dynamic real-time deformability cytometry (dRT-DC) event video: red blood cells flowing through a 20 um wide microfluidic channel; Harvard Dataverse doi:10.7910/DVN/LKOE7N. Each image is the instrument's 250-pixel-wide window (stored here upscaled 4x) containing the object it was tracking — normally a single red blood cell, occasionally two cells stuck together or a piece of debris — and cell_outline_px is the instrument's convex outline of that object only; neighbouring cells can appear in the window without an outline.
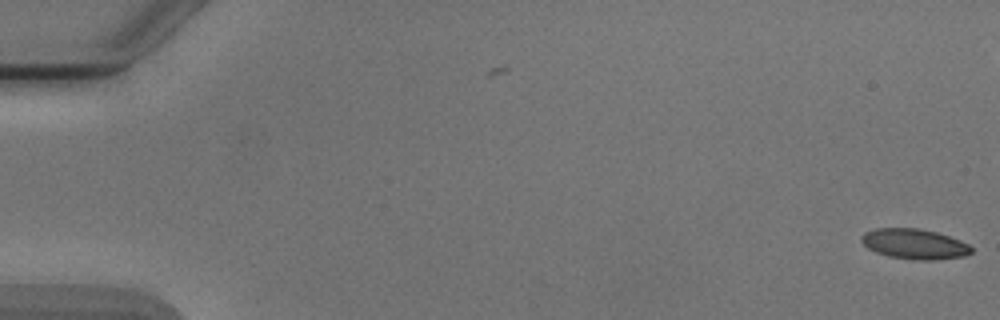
{"species": "Egyptian fruit bat (a non-hibernating species)", "species_latin": "Rousettus aegyptiacus", "temperature_condition": "cold", "stored_images_in_passage": 9, "camera_frame_rate_fps": 3000, "um_per_image_px": 0.085, "animal": {"sex": "male"}, "frame": {"image": 1, "passage_image": 1, "time_ms": 0.0, "image_size_px": [1000, 320], "cell_outline_px": [[972, 252], [964, 256], [936, 260], [912, 260], [888, 256], [876, 252], [868, 248], [860, 240], [860, 236], [864, 232], [876, 228], [920, 228], [936, 232], [960, 240], [968, 244], [972, 248]], "centroid_in_image_um": [77.71, 20.74], "position_along_channel_um": 7.3, "area_um2": 19.48}}
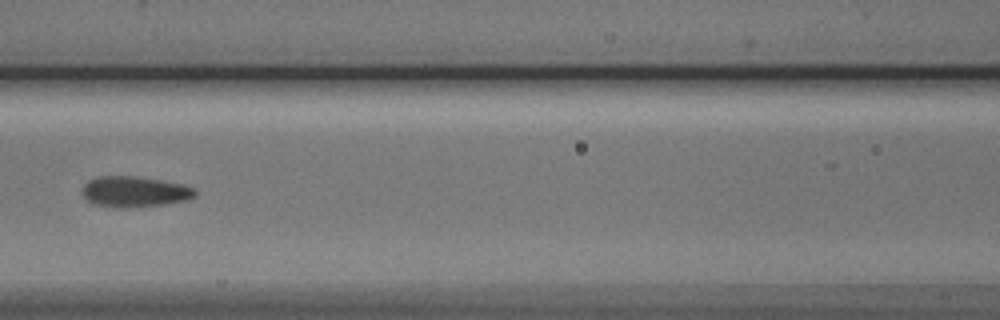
{"frame": {"image": 2, "passage_image": 7, "time_ms": 8.0, "image_size_px": [1000, 320], "cell_outline_px": [[196, 196], [184, 200], [164, 204], [128, 208], [116, 208], [96, 204], [88, 200], [84, 196], [84, 184], [88, 180], [100, 176], [136, 176], [160, 180], [180, 184], [196, 188]], "centroid_in_image_um": [11.45, 16.29], "position_along_channel_um": 155.2, "area_um2": 20.0}}
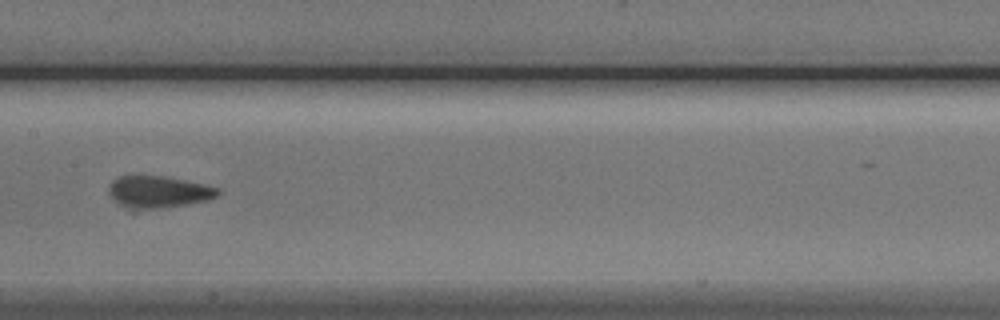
{"frame": {"image": 3, "passage_image": 8, "time_ms": 9.0, "image_size_px": [1000, 320], "cell_outline_px": [[220, 192], [216, 196], [208, 200], [184, 204], [132, 212], [128, 212], [108, 192], [108, 188], [112, 180], [120, 176], [164, 176], [204, 184], [220, 188]], "centroid_in_image_um": [13.42, 16.33], "position_along_channel_um": 194.0, "area_um2": 20.46}}